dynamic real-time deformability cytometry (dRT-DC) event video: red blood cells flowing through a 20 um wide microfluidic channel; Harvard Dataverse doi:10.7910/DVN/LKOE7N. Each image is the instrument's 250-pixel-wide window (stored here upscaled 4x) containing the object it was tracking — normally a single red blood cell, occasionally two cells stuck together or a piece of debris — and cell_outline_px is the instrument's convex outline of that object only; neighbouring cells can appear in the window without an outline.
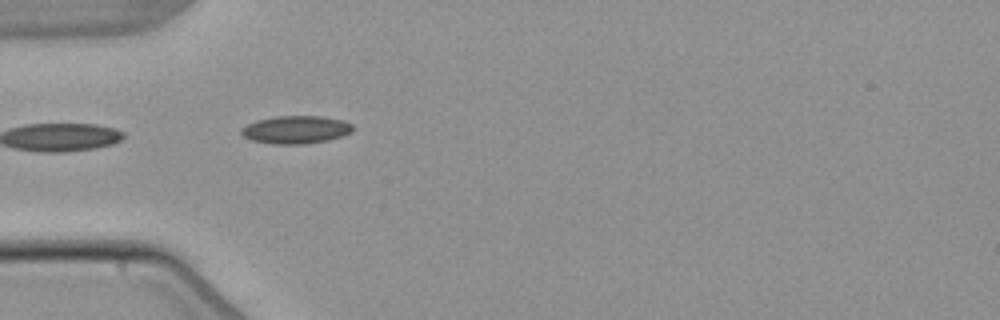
{"species": "common noctule bat (a hibernating species)", "species_latin": "Nyctalus noctula", "temperature_condition": "warm", "stored_images_in_passage": 7, "segment_of_instrument_passage": [2, 2], "camera_frame_rate_fps": 3000, "um_per_image_px": 0.085, "animal": {"sex": "male", "body_mass_g": 21.5, "forearm_length_mm": 52.0}, "frame": {"image": 1, "passage_image": 4, "time_ms": 4.333, "image_size_px": [1000, 320], "cell_outline_px": [[356, 128], [352, 132], [344, 136], [328, 140], [304, 144], [272, 144], [252, 140], [244, 136], [240, 132], [240, 128], [256, 120], [276, 116], [320, 116], [344, 120], [352, 124]], "centroid_in_image_um": [25.19, 11.02], "position_along_channel_um": 59.8, "area_um2": 18.32}}
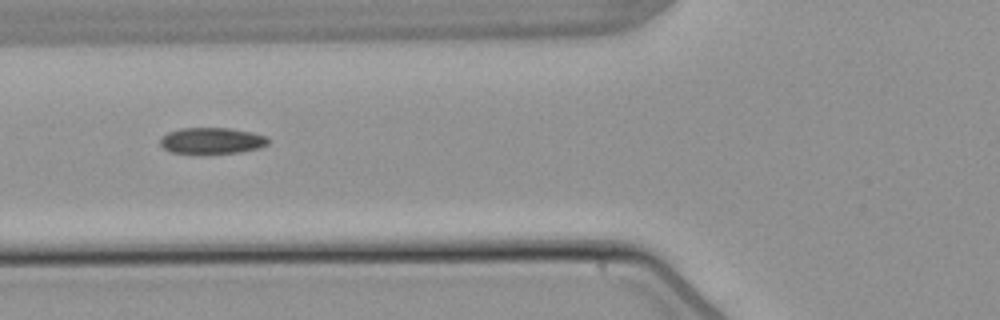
{"frame": {"image": 2, "passage_image": 5, "time_ms": 5.667, "image_size_px": [1000, 320], "cell_outline_px": [[268, 144], [260, 148], [240, 152], [200, 156], [172, 152], [164, 148], [160, 144], [160, 140], [168, 132], [180, 128], [228, 128], [252, 132], [268, 136]], "centroid_in_image_um": [18.01, 12.0], "position_along_channel_um": 107.8, "area_um2": 17.11}}
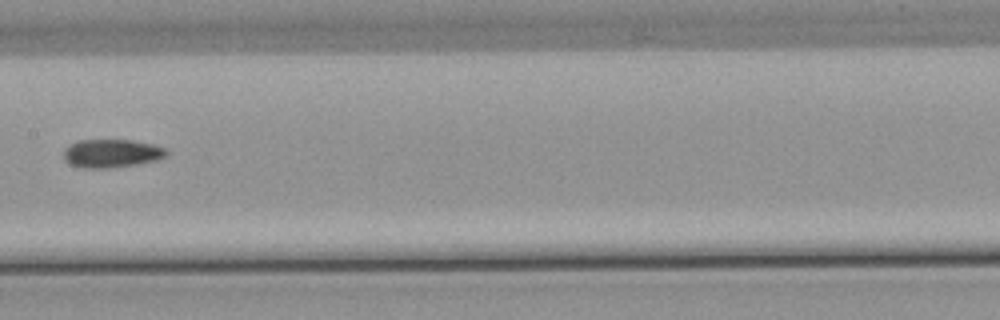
{"frame": {"image": 3, "passage_image": 7, "time_ms": 8.0, "image_size_px": [1000, 320], "cell_outline_px": [[168, 152], [164, 156], [156, 160], [136, 164], [108, 168], [80, 168], [68, 164], [64, 160], [64, 148], [68, 144], [76, 140], [132, 140], [152, 144], [164, 148]], "centroid_in_image_um": [9.4, 13.03], "position_along_channel_um": 198.0, "area_um2": 17.05}}